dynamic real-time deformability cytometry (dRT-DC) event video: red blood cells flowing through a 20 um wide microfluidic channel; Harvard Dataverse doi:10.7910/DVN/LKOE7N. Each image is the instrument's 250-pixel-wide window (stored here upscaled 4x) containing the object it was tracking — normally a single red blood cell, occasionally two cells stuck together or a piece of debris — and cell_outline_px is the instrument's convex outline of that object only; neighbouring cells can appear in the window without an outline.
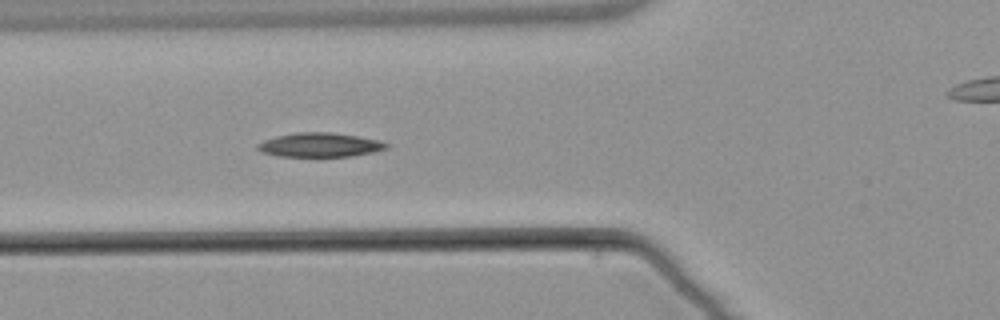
{"species": "common noctule bat (a hibernating species)", "species_latin": "Nyctalus noctula", "temperature_condition": "warm", "stored_images_in_passage": 6, "segment_of_instrument_passage": [1, 2], "camera_frame_rate_fps": 3000, "um_per_image_px": 0.085, "animal": {"sex": "male", "body_mass_g": 21.5, "forearm_length_mm": 52.0}, "frame": {"image": 1, "passage_image": 5, "time_ms": 4.667, "image_size_px": [1000, 320], "cell_outline_px": [[388, 148], [372, 152], [352, 156], [280, 156], [264, 152], [256, 148], [256, 144], [264, 140], [276, 136], [296, 132], [328, 132], [356, 136], [380, 140], [388, 144]], "centroid_in_image_um": [27.18, 12.31], "position_along_channel_um": 98.6, "area_um2": 17.92}}